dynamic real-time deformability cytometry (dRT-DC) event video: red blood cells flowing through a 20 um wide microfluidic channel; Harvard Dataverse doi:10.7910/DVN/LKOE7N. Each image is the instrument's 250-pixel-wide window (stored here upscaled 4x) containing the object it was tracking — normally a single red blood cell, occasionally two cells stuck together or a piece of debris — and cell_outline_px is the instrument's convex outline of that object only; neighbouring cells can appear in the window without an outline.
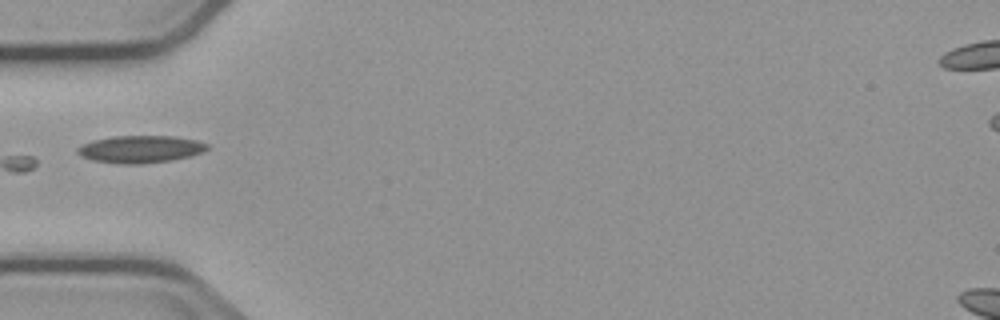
{"species": "common noctule bat (a hibernating species)", "species_latin": "Nyctalus noctula", "temperature_condition": "cold", "stored_images_in_passage": 5, "camera_frame_rate_fps": 3000, "um_per_image_px": 0.085, "animal": {"sex": "male", "body_mass_g": 23.1, "forearm_length_mm": 52.7}, "frame": {"image": 1, "passage_image": 5, "time_ms": 4.667, "image_size_px": [1000, 320], "cell_outline_px": [[208, 148], [192, 156], [172, 160], [140, 164], [120, 164], [92, 160], [80, 156], [76, 152], [76, 148], [92, 140], [112, 136], [176, 136], [196, 140], [208, 144]], "centroid_in_image_um": [11.91, 12.68], "position_along_channel_um": 73.1, "area_um2": 20.75}}